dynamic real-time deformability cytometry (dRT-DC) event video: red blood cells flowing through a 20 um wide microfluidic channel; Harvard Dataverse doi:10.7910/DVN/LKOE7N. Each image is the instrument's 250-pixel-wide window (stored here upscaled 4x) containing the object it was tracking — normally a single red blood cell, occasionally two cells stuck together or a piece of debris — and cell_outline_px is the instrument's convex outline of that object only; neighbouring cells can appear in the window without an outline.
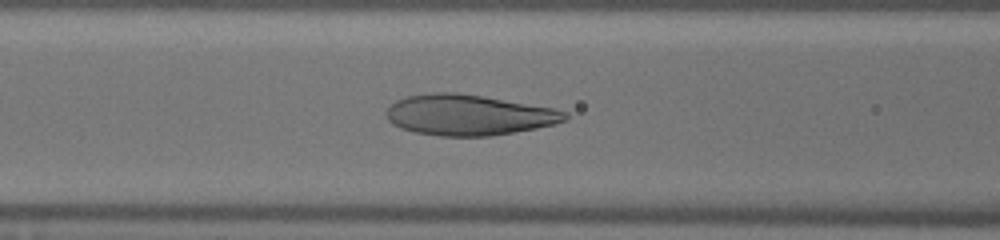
{"species": "human", "species_latin": "Homo sapiens", "temperature_condition": "warm", "stored_images_in_passage": 35, "camera_frame_rate_fps": 3000, "um_per_image_px": 0.085, "donor": {"sex": "male"}, "frame": {"image": 1, "passage_image": 11, "time_ms": 3.333, "image_size_px": [1000, 240], "cell_outline_px": [[568, 116], [564, 120], [556, 124], [536, 128], [488, 136], [440, 136], [416, 132], [400, 128], [392, 124], [388, 120], [388, 108], [396, 100], [408, 96], [428, 92], [456, 92], [484, 96], [552, 108], [568, 112]], "centroid_in_image_um": [39.82, 9.76], "position_along_channel_um": 126.8, "area_um2": 42.14}}
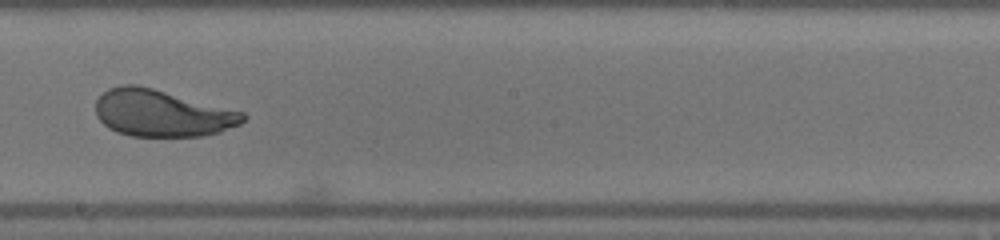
{"frame": {"image": 2, "passage_image": 19, "time_ms": 6.0, "image_size_px": [1000, 240], "cell_outline_px": [[248, 116], [240, 124], [220, 132], [200, 136], [132, 136], [116, 132], [108, 128], [96, 116], [96, 100], [108, 88], [120, 84], [136, 84], [152, 88], [244, 112]], "centroid_in_image_um": [13.74, 9.62], "position_along_channel_um": 234.5, "area_um2": 40.17}}
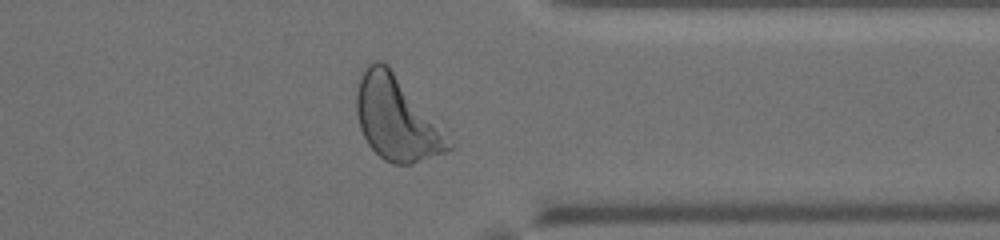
{"frame": {"image": 3, "passage_image": 30, "time_ms": 9.667, "image_size_px": [1000, 240], "cell_outline_px": [[452, 148], [448, 152], [412, 164], [392, 164], [384, 160], [368, 144], [360, 128], [356, 112], [356, 92], [360, 72], [368, 64], [376, 60], [380, 60], [388, 64]], "centroid_in_image_um": [33.56, 10.07], "position_along_channel_um": 377.8, "area_um2": 43.18}, "authors_computed_cell_mechanics": {"area_um2": 42.0206, "velocity_mm_per_s": 4.0427, "shape_relaxation_time_tau1_ms": 2.9985, "shape_relaxation_time_tau2_ms": 0.691, "deformation_change_tau1": 0.1633, "deformation_change_tau2": 0.0548}}